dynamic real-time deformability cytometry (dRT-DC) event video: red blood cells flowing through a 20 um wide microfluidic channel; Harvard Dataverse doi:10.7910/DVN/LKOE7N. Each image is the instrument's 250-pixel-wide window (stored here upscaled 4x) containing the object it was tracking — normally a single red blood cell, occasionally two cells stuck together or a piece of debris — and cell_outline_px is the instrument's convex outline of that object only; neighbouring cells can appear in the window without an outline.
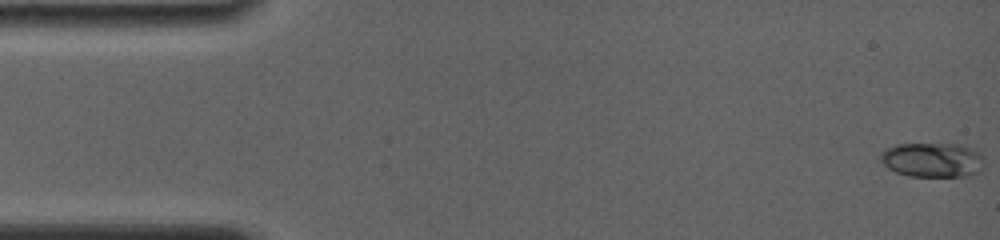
{"species": "common noctule bat (a hibernating species)", "species_latin": "Nyctalus noctula", "temperature_condition": "room temperature", "stored_images_in_passage": 7, "camera_frame_rate_fps": 4000, "um_per_image_px": 0.085, "animal": {"sex": "female", "body_mass_g": 19.0, "forearm_length_mm": 56.7}, "frame": {"image": 1, "passage_image": 1, "time_ms": 0.0, "image_size_px": [1000, 240], "cell_outline_px": [[984, 156], [980, 172], [972, 176], [908, 176], [896, 172], [888, 168], [880, 160], [880, 152], [884, 148], [896, 144], [960, 144], [980, 152]], "centroid_in_image_um": [79.25, 13.59], "position_along_channel_um": 5.7, "area_um2": 21.15}}
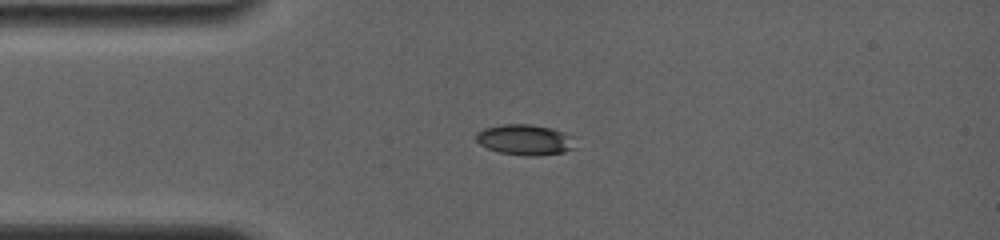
{"frame": {"image": 2, "passage_image": 6, "time_ms": 3.75, "image_size_px": [1000, 240], "cell_outline_px": [[576, 148], [564, 152], [536, 156], [524, 156], [500, 152], [488, 148], [480, 144], [476, 140], [476, 132], [484, 128], [504, 124], [528, 124], [552, 128], [576, 136]], "centroid_in_image_um": [44.7, 11.88], "position_along_channel_um": 40.3, "area_um2": 17.98}}